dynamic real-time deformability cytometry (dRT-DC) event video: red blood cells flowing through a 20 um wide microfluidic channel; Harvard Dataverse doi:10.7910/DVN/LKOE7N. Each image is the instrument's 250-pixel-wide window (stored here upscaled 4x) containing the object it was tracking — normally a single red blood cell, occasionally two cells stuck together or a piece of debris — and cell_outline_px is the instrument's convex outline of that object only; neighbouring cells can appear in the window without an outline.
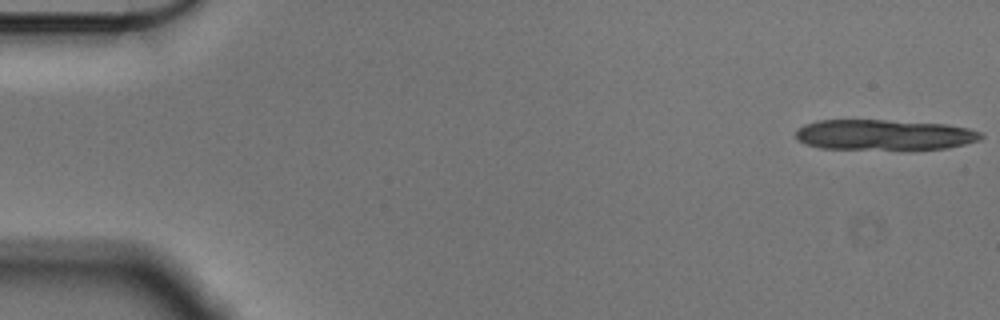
{"species": "Egyptian fruit bat (a non-hibernating species)", "species_latin": "Rousettus aegyptiacus", "temperature_condition": "cold", "stored_images_in_passage": 13, "camera_frame_rate_fps": 3000, "um_per_image_px": 0.085, "animal": {"sex": "male"}, "frame": {"image": 1, "passage_image": 1, "time_ms": 0.0, "image_size_px": [1000, 320], "cell_outline_px": [[984, 136], [980, 140], [948, 148], [912, 152], [820, 148], [804, 144], [796, 140], [796, 128], [804, 124], [816, 120], [884, 120], [948, 124], [968, 128], [980, 132]], "centroid_in_image_um": [75.15, 11.5], "position_along_channel_um": 9.8, "area_um2": 34.51}}